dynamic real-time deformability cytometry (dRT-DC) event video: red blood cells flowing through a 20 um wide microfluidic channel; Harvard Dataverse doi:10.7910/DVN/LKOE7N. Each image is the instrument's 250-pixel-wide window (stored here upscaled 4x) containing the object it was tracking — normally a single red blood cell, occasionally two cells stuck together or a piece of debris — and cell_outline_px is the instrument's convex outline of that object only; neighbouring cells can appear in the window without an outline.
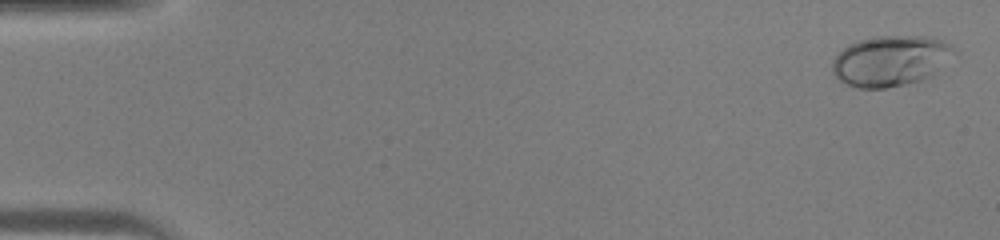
{"species": "human", "species_latin": "Homo sapiens", "temperature_condition": "warm", "stored_images_in_passage": 46, "camera_frame_rate_fps": 3000, "um_per_image_px": 0.085, "donor": {"sex": "male"}, "frame": {"image": 1, "passage_image": 2, "time_ms": 0.333, "image_size_px": [1000, 240], "cell_outline_px": [[960, 52], [932, 76], [920, 80], [888, 88], [856, 88], [840, 80], [832, 72], [832, 60], [848, 44], [860, 40], [876, 36], [928, 36], [944, 40], [952, 44]], "centroid_in_image_um": [75.78, 5.15], "position_along_channel_um": 9.2, "area_um2": 36.41}}
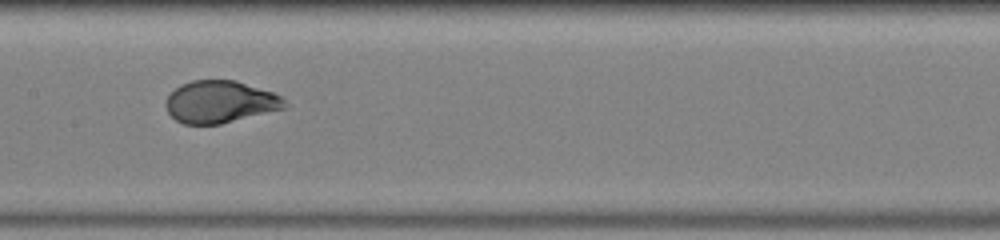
{"frame": {"image": 2, "passage_image": 24, "time_ms": 7.667, "image_size_px": [1000, 240], "cell_outline_px": [[288, 108], [220, 124], [184, 124], [176, 120], [168, 112], [164, 104], [168, 96], [180, 84], [192, 80], [236, 80], [272, 92], [280, 96], [284, 100]], "centroid_in_image_um": [18.71, 8.66], "position_along_channel_um": 188.7, "area_um2": 29.25}}
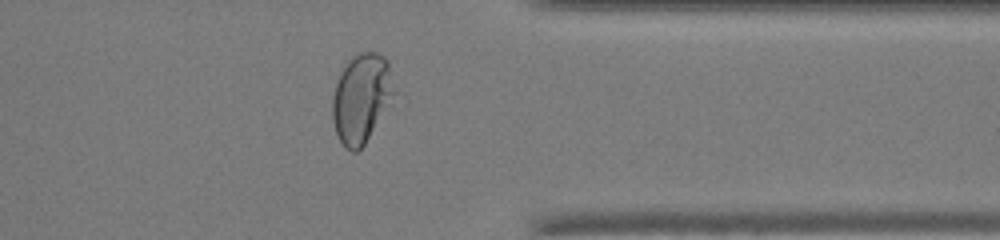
{"frame": {"image": 3, "passage_image": 37, "time_ms": 12.0, "image_size_px": [1000, 240], "cell_outline_px": [[396, 92], [364, 144], [356, 152], [352, 152], [344, 148], [336, 132], [332, 120], [332, 96], [340, 72], [344, 64], [356, 52], [376, 52], [384, 56], [388, 60]], "centroid_in_image_um": [30.7, 8.3], "position_along_channel_um": 380.7, "area_um2": 32.08}}